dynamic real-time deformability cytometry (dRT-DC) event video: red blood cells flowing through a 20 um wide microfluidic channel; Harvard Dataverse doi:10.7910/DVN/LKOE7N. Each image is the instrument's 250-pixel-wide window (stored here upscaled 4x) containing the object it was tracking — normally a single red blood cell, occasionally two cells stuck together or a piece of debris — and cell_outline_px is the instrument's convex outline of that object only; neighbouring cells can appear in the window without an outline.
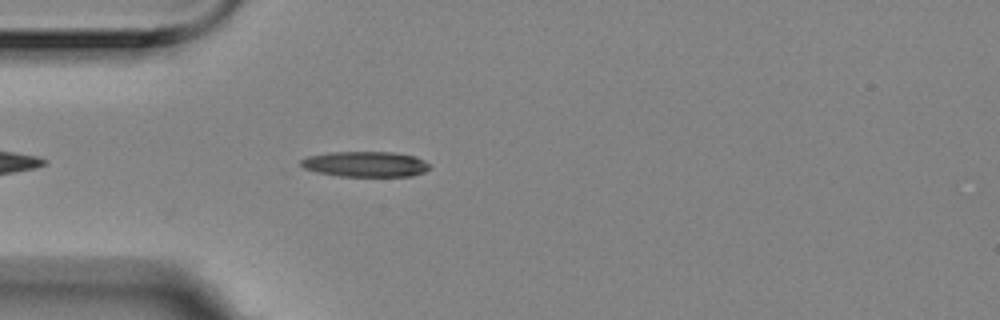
{"species": "Egyptian fruit bat (a non-hibernating species)", "species_latin": "Rousettus aegyptiacus", "temperature_condition": "room temperature", "stored_images_in_passage": 28, "camera_frame_rate_fps": 3000, "um_per_image_px": 0.085, "animal": {"sex": "female"}, "frame": {"image": 1, "passage_image": 6, "time_ms": 1.667, "image_size_px": [1000, 320], "cell_outline_px": [[432, 168], [424, 172], [412, 176], [340, 176], [316, 172], [304, 168], [300, 164], [300, 160], [308, 156], [332, 152], [392, 152], [416, 156], [424, 160]], "centroid_in_image_um": [31.08, 13.95], "position_along_channel_um": 53.9, "area_um2": 19.13}}
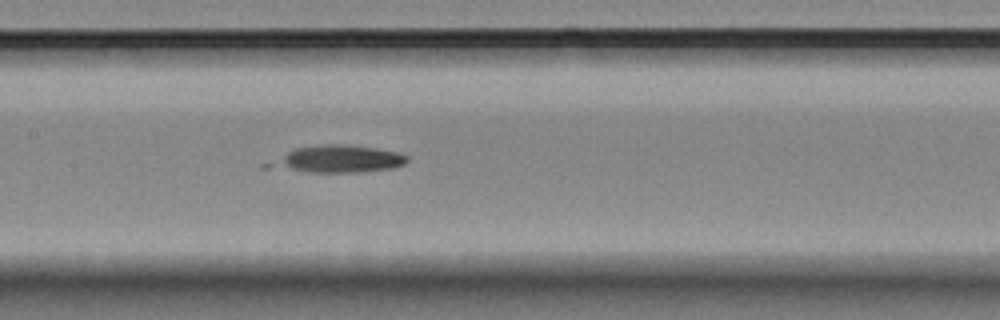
{"frame": {"image": 2, "passage_image": 17, "time_ms": 5.333, "image_size_px": [1000, 320], "cell_outline_px": [[408, 160], [404, 164], [392, 168], [356, 172], [304, 172], [292, 168], [284, 164], [284, 156], [288, 152], [296, 148], [324, 144], [340, 144], [376, 148], [396, 152], [408, 156]], "centroid_in_image_um": [29.09, 13.49], "position_along_channel_um": 178.3, "area_um2": 19.94}}
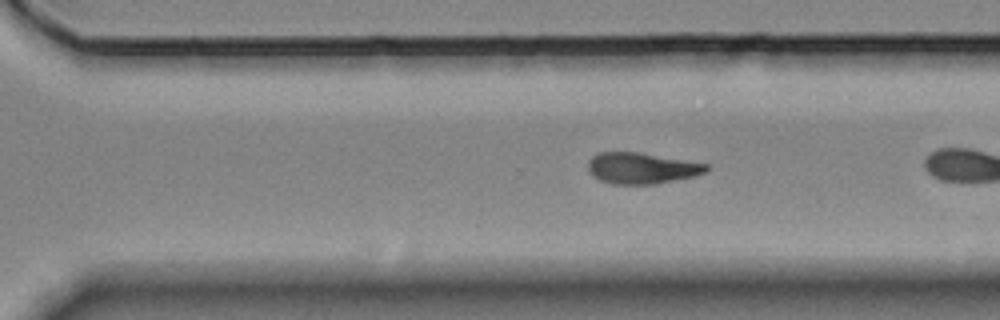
{"frame": {"image": 3, "passage_image": 23, "time_ms": 7.333, "image_size_px": [1000, 320], "cell_outline_px": [[708, 168], [704, 172], [692, 176], [656, 184], [612, 184], [600, 180], [592, 176], [588, 172], [588, 160], [592, 156], [600, 152], [640, 152], [708, 164]], "centroid_in_image_um": [54.48, 14.29], "position_along_channel_um": 316.1, "area_um2": 21.39}}